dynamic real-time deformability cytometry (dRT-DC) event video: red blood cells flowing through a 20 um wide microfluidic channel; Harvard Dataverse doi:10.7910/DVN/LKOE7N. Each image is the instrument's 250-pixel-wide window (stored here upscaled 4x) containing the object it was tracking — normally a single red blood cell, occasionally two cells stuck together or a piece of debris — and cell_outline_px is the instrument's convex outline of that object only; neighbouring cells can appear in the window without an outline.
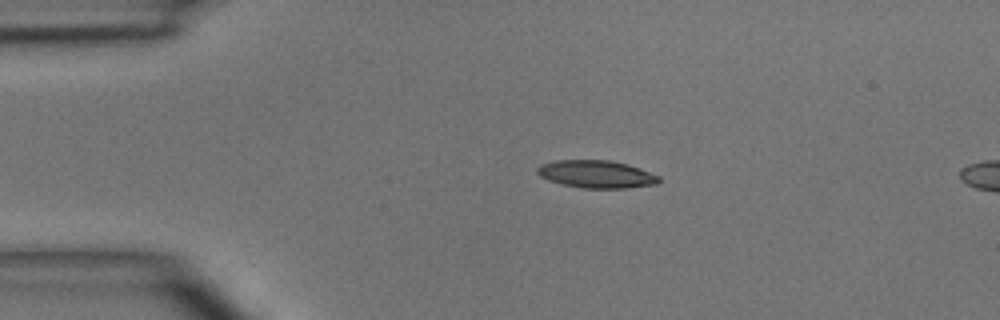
{"species": "common noctule bat (a hibernating species)", "species_latin": "Nyctalus noctula", "temperature_condition": "room temperature", "stored_images_in_passage": 3, "camera_frame_rate_fps": 3000, "um_per_image_px": 0.085, "animal": {"sex": "male", "body_mass_g": 15.6}, "frame": {"image": 1, "passage_image": 2, "time_ms": 1.0, "image_size_px": [1000, 320], "cell_outline_px": [[660, 180], [656, 184], [628, 188], [584, 188], [560, 184], [548, 180], [540, 176], [536, 172], [536, 168], [540, 164], [556, 160], [608, 160], [628, 164], [660, 176]], "centroid_in_image_um": [50.66, 14.8], "position_along_channel_um": 34.3, "area_um2": 19.65}}